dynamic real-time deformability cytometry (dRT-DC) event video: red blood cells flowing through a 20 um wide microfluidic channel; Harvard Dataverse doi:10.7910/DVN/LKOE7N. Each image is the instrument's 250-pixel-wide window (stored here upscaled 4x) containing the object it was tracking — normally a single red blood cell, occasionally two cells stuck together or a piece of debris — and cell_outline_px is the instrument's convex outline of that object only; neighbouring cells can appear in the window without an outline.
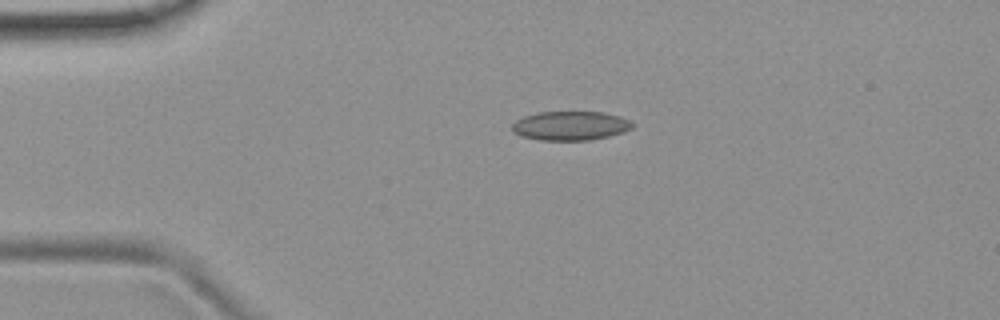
{"species": "common noctule bat (a hibernating species)", "species_latin": "Nyctalus noctula", "temperature_condition": "room temperature", "stored_images_in_passage": 3, "camera_frame_rate_fps": 3000, "um_per_image_px": 0.085, "animal": {"sex": "female", "body_mass_g": 19.9}, "frame": {"image": 1, "passage_image": 2, "time_ms": 0.333, "image_size_px": [1000, 320], "cell_outline_px": [[632, 128], [624, 132], [592, 140], [540, 140], [520, 136], [512, 132], [512, 124], [516, 120], [524, 116], [540, 112], [604, 112], [620, 116], [628, 120], [632, 124]], "centroid_in_image_um": [48.46, 10.69], "position_along_channel_um": 36.5, "area_um2": 20.4}}